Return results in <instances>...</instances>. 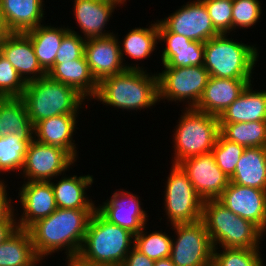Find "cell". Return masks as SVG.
<instances>
[{"label": "cell", "instance_id": "9a60e30c", "mask_svg": "<svg viewBox=\"0 0 266 266\" xmlns=\"http://www.w3.org/2000/svg\"><path fill=\"white\" fill-rule=\"evenodd\" d=\"M234 214L251 221L266 234V191L229 182L218 198Z\"/></svg>", "mask_w": 266, "mask_h": 266}, {"label": "cell", "instance_id": "ee69618b", "mask_svg": "<svg viewBox=\"0 0 266 266\" xmlns=\"http://www.w3.org/2000/svg\"><path fill=\"white\" fill-rule=\"evenodd\" d=\"M10 34L8 31L3 16L0 13V44L6 39V37Z\"/></svg>", "mask_w": 266, "mask_h": 266}, {"label": "cell", "instance_id": "836d02e7", "mask_svg": "<svg viewBox=\"0 0 266 266\" xmlns=\"http://www.w3.org/2000/svg\"><path fill=\"white\" fill-rule=\"evenodd\" d=\"M28 144L17 135L9 134L0 138V174L21 172Z\"/></svg>", "mask_w": 266, "mask_h": 266}, {"label": "cell", "instance_id": "5bb4252c", "mask_svg": "<svg viewBox=\"0 0 266 266\" xmlns=\"http://www.w3.org/2000/svg\"><path fill=\"white\" fill-rule=\"evenodd\" d=\"M140 196L130 191L119 189L110 198L96 207V211L108 222L137 235L148 225V211H145L139 200Z\"/></svg>", "mask_w": 266, "mask_h": 266}, {"label": "cell", "instance_id": "d6a6232c", "mask_svg": "<svg viewBox=\"0 0 266 266\" xmlns=\"http://www.w3.org/2000/svg\"><path fill=\"white\" fill-rule=\"evenodd\" d=\"M146 228L148 229L149 227L145 225L143 229L135 235L134 247L154 261L170 257L172 246L171 236L162 230H155L148 234Z\"/></svg>", "mask_w": 266, "mask_h": 266}, {"label": "cell", "instance_id": "f546056e", "mask_svg": "<svg viewBox=\"0 0 266 266\" xmlns=\"http://www.w3.org/2000/svg\"><path fill=\"white\" fill-rule=\"evenodd\" d=\"M40 24L25 32L33 45L38 63L48 73L54 66L55 57L61 45L63 36L69 31V26L54 27V25Z\"/></svg>", "mask_w": 266, "mask_h": 266}, {"label": "cell", "instance_id": "3957f363", "mask_svg": "<svg viewBox=\"0 0 266 266\" xmlns=\"http://www.w3.org/2000/svg\"><path fill=\"white\" fill-rule=\"evenodd\" d=\"M135 235L95 211L77 258L90 266H121L134 247Z\"/></svg>", "mask_w": 266, "mask_h": 266}, {"label": "cell", "instance_id": "44dd1931", "mask_svg": "<svg viewBox=\"0 0 266 266\" xmlns=\"http://www.w3.org/2000/svg\"><path fill=\"white\" fill-rule=\"evenodd\" d=\"M252 79L209 77L195 110L219 117L244 91Z\"/></svg>", "mask_w": 266, "mask_h": 266}, {"label": "cell", "instance_id": "d4e9b609", "mask_svg": "<svg viewBox=\"0 0 266 266\" xmlns=\"http://www.w3.org/2000/svg\"><path fill=\"white\" fill-rule=\"evenodd\" d=\"M252 83L218 117L219 124L266 121V90H253Z\"/></svg>", "mask_w": 266, "mask_h": 266}, {"label": "cell", "instance_id": "4316f807", "mask_svg": "<svg viewBox=\"0 0 266 266\" xmlns=\"http://www.w3.org/2000/svg\"><path fill=\"white\" fill-rule=\"evenodd\" d=\"M115 35L118 37L121 58L124 66L127 69L146 70V68L143 67V65L140 66L137 63L138 60L142 61L143 59L149 58L151 54L153 55V51H155L159 43L158 20H156V22L154 21V23L151 22V24L148 27L147 26L137 27V28L135 27L131 30H128V33L121 41H119V36L117 34ZM125 56L126 57L129 56L131 60L134 59V61H136L137 63L136 64L124 63L126 61Z\"/></svg>", "mask_w": 266, "mask_h": 266}, {"label": "cell", "instance_id": "cb8c5ba5", "mask_svg": "<svg viewBox=\"0 0 266 266\" xmlns=\"http://www.w3.org/2000/svg\"><path fill=\"white\" fill-rule=\"evenodd\" d=\"M65 173L61 179L49 181L54 191L57 208L64 209H96L95 201L87 196L89 187L93 185L92 175H71ZM57 183H56V182ZM55 182V183H54Z\"/></svg>", "mask_w": 266, "mask_h": 266}, {"label": "cell", "instance_id": "e0dca14e", "mask_svg": "<svg viewBox=\"0 0 266 266\" xmlns=\"http://www.w3.org/2000/svg\"><path fill=\"white\" fill-rule=\"evenodd\" d=\"M84 56L97 83L127 69L123 64L118 37L115 34L87 39Z\"/></svg>", "mask_w": 266, "mask_h": 266}, {"label": "cell", "instance_id": "4dcf8cb0", "mask_svg": "<svg viewBox=\"0 0 266 266\" xmlns=\"http://www.w3.org/2000/svg\"><path fill=\"white\" fill-rule=\"evenodd\" d=\"M42 264L34 251L30 233L17 229L0 244V266H37Z\"/></svg>", "mask_w": 266, "mask_h": 266}, {"label": "cell", "instance_id": "2e32d148", "mask_svg": "<svg viewBox=\"0 0 266 266\" xmlns=\"http://www.w3.org/2000/svg\"><path fill=\"white\" fill-rule=\"evenodd\" d=\"M18 189V202L23 210L22 215L16 218L19 229L27 230L36 221L48 217L57 209L50 182L24 181Z\"/></svg>", "mask_w": 266, "mask_h": 266}, {"label": "cell", "instance_id": "f35d334b", "mask_svg": "<svg viewBox=\"0 0 266 266\" xmlns=\"http://www.w3.org/2000/svg\"><path fill=\"white\" fill-rule=\"evenodd\" d=\"M209 13L215 30L219 34L232 32L233 0H201Z\"/></svg>", "mask_w": 266, "mask_h": 266}, {"label": "cell", "instance_id": "f6af8a7d", "mask_svg": "<svg viewBox=\"0 0 266 266\" xmlns=\"http://www.w3.org/2000/svg\"><path fill=\"white\" fill-rule=\"evenodd\" d=\"M66 266H90L88 264L82 263L78 258H65ZM65 266V265H64Z\"/></svg>", "mask_w": 266, "mask_h": 266}, {"label": "cell", "instance_id": "83f0119b", "mask_svg": "<svg viewBox=\"0 0 266 266\" xmlns=\"http://www.w3.org/2000/svg\"><path fill=\"white\" fill-rule=\"evenodd\" d=\"M9 134L28 143L34 139V125L21 97L0 98V138Z\"/></svg>", "mask_w": 266, "mask_h": 266}, {"label": "cell", "instance_id": "f1b7e54d", "mask_svg": "<svg viewBox=\"0 0 266 266\" xmlns=\"http://www.w3.org/2000/svg\"><path fill=\"white\" fill-rule=\"evenodd\" d=\"M230 182L266 191V147L245 148Z\"/></svg>", "mask_w": 266, "mask_h": 266}, {"label": "cell", "instance_id": "6da1fadb", "mask_svg": "<svg viewBox=\"0 0 266 266\" xmlns=\"http://www.w3.org/2000/svg\"><path fill=\"white\" fill-rule=\"evenodd\" d=\"M96 209L57 208L27 230L34 251L42 261L48 255L65 251L66 258H77L84 242L87 226Z\"/></svg>", "mask_w": 266, "mask_h": 266}, {"label": "cell", "instance_id": "52a82bcc", "mask_svg": "<svg viewBox=\"0 0 266 266\" xmlns=\"http://www.w3.org/2000/svg\"><path fill=\"white\" fill-rule=\"evenodd\" d=\"M181 111L182 114L177 120L172 136L174 157H172L171 164L175 165L187 158L210 153L220 134L217 116L197 111L194 108L184 109L183 107Z\"/></svg>", "mask_w": 266, "mask_h": 266}, {"label": "cell", "instance_id": "bcb514c9", "mask_svg": "<svg viewBox=\"0 0 266 266\" xmlns=\"http://www.w3.org/2000/svg\"><path fill=\"white\" fill-rule=\"evenodd\" d=\"M154 266H175L170 257L156 260Z\"/></svg>", "mask_w": 266, "mask_h": 266}, {"label": "cell", "instance_id": "7a4b0ae2", "mask_svg": "<svg viewBox=\"0 0 266 266\" xmlns=\"http://www.w3.org/2000/svg\"><path fill=\"white\" fill-rule=\"evenodd\" d=\"M143 69H126L98 83L94 101L117 110L137 111L151 109L159 103L157 72ZM151 73V74H150ZM113 106V107H112Z\"/></svg>", "mask_w": 266, "mask_h": 266}, {"label": "cell", "instance_id": "4fadbf2b", "mask_svg": "<svg viewBox=\"0 0 266 266\" xmlns=\"http://www.w3.org/2000/svg\"><path fill=\"white\" fill-rule=\"evenodd\" d=\"M178 165L187 174L202 200L218 199L230 182L211 152L187 158Z\"/></svg>", "mask_w": 266, "mask_h": 266}, {"label": "cell", "instance_id": "ba28073f", "mask_svg": "<svg viewBox=\"0 0 266 266\" xmlns=\"http://www.w3.org/2000/svg\"><path fill=\"white\" fill-rule=\"evenodd\" d=\"M166 178L163 205L170 226L201 220L204 200L196 193L187 174L179 165L172 164Z\"/></svg>", "mask_w": 266, "mask_h": 266}, {"label": "cell", "instance_id": "1f68e13d", "mask_svg": "<svg viewBox=\"0 0 266 266\" xmlns=\"http://www.w3.org/2000/svg\"><path fill=\"white\" fill-rule=\"evenodd\" d=\"M220 134L245 148L266 147V121L220 124Z\"/></svg>", "mask_w": 266, "mask_h": 266}, {"label": "cell", "instance_id": "d590c367", "mask_svg": "<svg viewBox=\"0 0 266 266\" xmlns=\"http://www.w3.org/2000/svg\"><path fill=\"white\" fill-rule=\"evenodd\" d=\"M245 147L225 139L221 134L217 138L211 153L218 167L230 178Z\"/></svg>", "mask_w": 266, "mask_h": 266}, {"label": "cell", "instance_id": "7dc6e473", "mask_svg": "<svg viewBox=\"0 0 266 266\" xmlns=\"http://www.w3.org/2000/svg\"><path fill=\"white\" fill-rule=\"evenodd\" d=\"M113 1L119 3L121 6L126 5L125 2H127V0H113Z\"/></svg>", "mask_w": 266, "mask_h": 266}, {"label": "cell", "instance_id": "9c48e42d", "mask_svg": "<svg viewBox=\"0 0 266 266\" xmlns=\"http://www.w3.org/2000/svg\"><path fill=\"white\" fill-rule=\"evenodd\" d=\"M163 68L161 73L157 71L159 102H186L185 108H194L207 85L209 72L203 65Z\"/></svg>", "mask_w": 266, "mask_h": 266}, {"label": "cell", "instance_id": "8992f818", "mask_svg": "<svg viewBox=\"0 0 266 266\" xmlns=\"http://www.w3.org/2000/svg\"><path fill=\"white\" fill-rule=\"evenodd\" d=\"M21 98L33 125L60 114H81L79 111L86 103L85 98L75 89L48 75L26 83Z\"/></svg>", "mask_w": 266, "mask_h": 266}, {"label": "cell", "instance_id": "ab89813d", "mask_svg": "<svg viewBox=\"0 0 266 266\" xmlns=\"http://www.w3.org/2000/svg\"><path fill=\"white\" fill-rule=\"evenodd\" d=\"M63 36L61 45L55 57V63H64L81 58L84 55L86 40L73 27Z\"/></svg>", "mask_w": 266, "mask_h": 266}, {"label": "cell", "instance_id": "b9f144b4", "mask_svg": "<svg viewBox=\"0 0 266 266\" xmlns=\"http://www.w3.org/2000/svg\"><path fill=\"white\" fill-rule=\"evenodd\" d=\"M154 260L133 247L121 266H154Z\"/></svg>", "mask_w": 266, "mask_h": 266}, {"label": "cell", "instance_id": "e575fe53", "mask_svg": "<svg viewBox=\"0 0 266 266\" xmlns=\"http://www.w3.org/2000/svg\"><path fill=\"white\" fill-rule=\"evenodd\" d=\"M220 249V250H219ZM261 249L213 248L212 266H265Z\"/></svg>", "mask_w": 266, "mask_h": 266}, {"label": "cell", "instance_id": "8fae6325", "mask_svg": "<svg viewBox=\"0 0 266 266\" xmlns=\"http://www.w3.org/2000/svg\"><path fill=\"white\" fill-rule=\"evenodd\" d=\"M76 161L63 148L33 139L28 144L20 176L24 181L49 182L69 171Z\"/></svg>", "mask_w": 266, "mask_h": 266}, {"label": "cell", "instance_id": "5b68a950", "mask_svg": "<svg viewBox=\"0 0 266 266\" xmlns=\"http://www.w3.org/2000/svg\"><path fill=\"white\" fill-rule=\"evenodd\" d=\"M228 35L219 34L204 43L203 66L210 77L253 79L254 67L259 59V47L238 42Z\"/></svg>", "mask_w": 266, "mask_h": 266}, {"label": "cell", "instance_id": "ac0fdd59", "mask_svg": "<svg viewBox=\"0 0 266 266\" xmlns=\"http://www.w3.org/2000/svg\"><path fill=\"white\" fill-rule=\"evenodd\" d=\"M73 18L83 34L80 36L87 39L108 37L113 32L105 30L115 8L122 7L113 0H73ZM84 36V37H83Z\"/></svg>", "mask_w": 266, "mask_h": 266}, {"label": "cell", "instance_id": "8d00e7d4", "mask_svg": "<svg viewBox=\"0 0 266 266\" xmlns=\"http://www.w3.org/2000/svg\"><path fill=\"white\" fill-rule=\"evenodd\" d=\"M259 0H233L232 31L237 28L249 29L261 19L262 7ZM236 28V29H235Z\"/></svg>", "mask_w": 266, "mask_h": 266}, {"label": "cell", "instance_id": "7c38bea8", "mask_svg": "<svg viewBox=\"0 0 266 266\" xmlns=\"http://www.w3.org/2000/svg\"><path fill=\"white\" fill-rule=\"evenodd\" d=\"M169 32L183 35L191 41L205 43L218 36L205 4L201 0L187 2L167 17L158 20Z\"/></svg>", "mask_w": 266, "mask_h": 266}, {"label": "cell", "instance_id": "74e56055", "mask_svg": "<svg viewBox=\"0 0 266 266\" xmlns=\"http://www.w3.org/2000/svg\"><path fill=\"white\" fill-rule=\"evenodd\" d=\"M26 83L0 53V98L22 97Z\"/></svg>", "mask_w": 266, "mask_h": 266}, {"label": "cell", "instance_id": "484cf974", "mask_svg": "<svg viewBox=\"0 0 266 266\" xmlns=\"http://www.w3.org/2000/svg\"><path fill=\"white\" fill-rule=\"evenodd\" d=\"M47 75L58 82L66 84L80 93L87 101L93 100L98 89V83L93 78L85 56L67 61L54 63Z\"/></svg>", "mask_w": 266, "mask_h": 266}, {"label": "cell", "instance_id": "277c9868", "mask_svg": "<svg viewBox=\"0 0 266 266\" xmlns=\"http://www.w3.org/2000/svg\"><path fill=\"white\" fill-rule=\"evenodd\" d=\"M213 248L261 249L265 235L251 221L234 214L218 199L203 201L202 219Z\"/></svg>", "mask_w": 266, "mask_h": 266}, {"label": "cell", "instance_id": "7402d4cb", "mask_svg": "<svg viewBox=\"0 0 266 266\" xmlns=\"http://www.w3.org/2000/svg\"><path fill=\"white\" fill-rule=\"evenodd\" d=\"M78 114H60L43 119L34 125V139L40 143L54 145L69 152L76 160L78 151L73 136L76 133Z\"/></svg>", "mask_w": 266, "mask_h": 266}, {"label": "cell", "instance_id": "7bdbcfd3", "mask_svg": "<svg viewBox=\"0 0 266 266\" xmlns=\"http://www.w3.org/2000/svg\"><path fill=\"white\" fill-rule=\"evenodd\" d=\"M17 215V216H16ZM19 214L14 211L7 219L0 220V244L7 240L18 229L16 218Z\"/></svg>", "mask_w": 266, "mask_h": 266}, {"label": "cell", "instance_id": "d6986e66", "mask_svg": "<svg viewBox=\"0 0 266 266\" xmlns=\"http://www.w3.org/2000/svg\"><path fill=\"white\" fill-rule=\"evenodd\" d=\"M158 41L166 43L162 50V67H188L204 64V43L191 41L183 35L169 32L158 21Z\"/></svg>", "mask_w": 266, "mask_h": 266}, {"label": "cell", "instance_id": "ffe728a7", "mask_svg": "<svg viewBox=\"0 0 266 266\" xmlns=\"http://www.w3.org/2000/svg\"><path fill=\"white\" fill-rule=\"evenodd\" d=\"M0 53L8 59L25 83L47 75L38 63L31 40L25 33H10L0 44Z\"/></svg>", "mask_w": 266, "mask_h": 266}, {"label": "cell", "instance_id": "30bf717a", "mask_svg": "<svg viewBox=\"0 0 266 266\" xmlns=\"http://www.w3.org/2000/svg\"><path fill=\"white\" fill-rule=\"evenodd\" d=\"M170 258L175 266H212L213 245L202 220L174 224Z\"/></svg>", "mask_w": 266, "mask_h": 266}, {"label": "cell", "instance_id": "60d3db41", "mask_svg": "<svg viewBox=\"0 0 266 266\" xmlns=\"http://www.w3.org/2000/svg\"><path fill=\"white\" fill-rule=\"evenodd\" d=\"M8 184L4 179L0 178V220L7 219L14 211L18 212L12 205L13 198L8 195ZM9 196V197H8Z\"/></svg>", "mask_w": 266, "mask_h": 266}, {"label": "cell", "instance_id": "603a6c76", "mask_svg": "<svg viewBox=\"0 0 266 266\" xmlns=\"http://www.w3.org/2000/svg\"><path fill=\"white\" fill-rule=\"evenodd\" d=\"M44 0H0V13L10 33H25L44 23ZM44 7V8H43Z\"/></svg>", "mask_w": 266, "mask_h": 266}]
</instances>
